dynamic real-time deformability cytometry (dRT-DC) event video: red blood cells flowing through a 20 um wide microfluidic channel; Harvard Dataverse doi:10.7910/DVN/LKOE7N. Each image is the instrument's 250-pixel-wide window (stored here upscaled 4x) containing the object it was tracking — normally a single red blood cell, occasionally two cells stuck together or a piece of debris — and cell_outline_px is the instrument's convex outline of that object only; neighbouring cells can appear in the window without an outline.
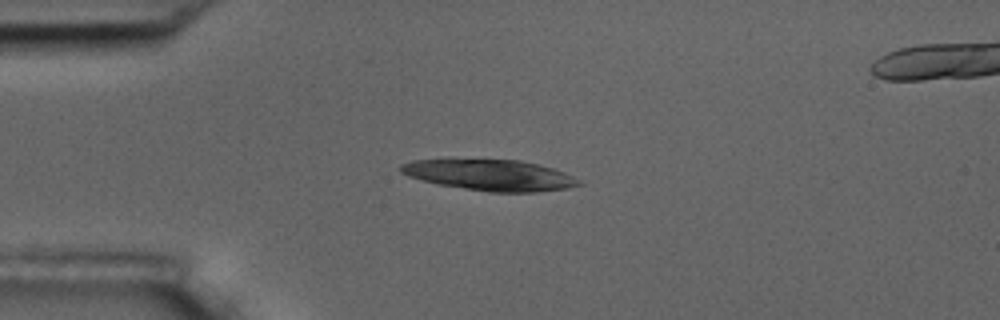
{"species": "common noctule bat (a hibernating species)", "species_latin": "Nyctalus noctula", "temperature_condition": "room temperature", "stored_images_in_passage": 3, "camera_frame_rate_fps": 3000, "um_per_image_px": 0.085, "animal": {"sex": "male", "body_mass_g": 17.5, "forearm_length_mm": 52.3}, "frame": {"image": 1, "passage_image": 1, "time_ms": 0.0, "image_size_px": [1000, 320], "cell_outline_px": [[584, 184], [568, 188], [536, 192], [488, 192], [436, 184], [408, 176], [400, 172], [400, 164], [412, 160], [448, 156], [452, 156], [520, 160], [552, 168], [564, 172], [580, 180]], "centroid_in_image_um": [41.54, 14.83], "position_along_channel_um": 43.5, "area_um2": 33.58}}